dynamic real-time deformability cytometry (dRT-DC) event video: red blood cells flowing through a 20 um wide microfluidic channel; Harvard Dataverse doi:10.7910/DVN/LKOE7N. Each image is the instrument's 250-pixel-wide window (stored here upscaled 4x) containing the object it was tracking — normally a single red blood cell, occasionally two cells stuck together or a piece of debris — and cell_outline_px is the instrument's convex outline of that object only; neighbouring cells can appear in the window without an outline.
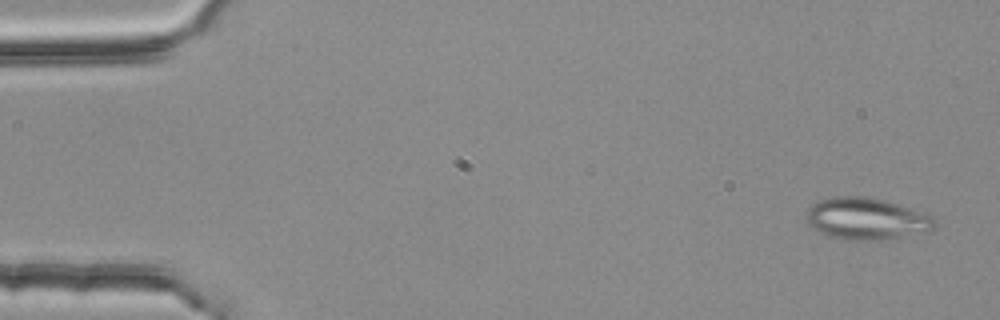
{"species": "common noctule bat (a hibernating species)", "species_latin": "Nyctalus noctula", "temperature_condition": "room temperature", "stored_images_in_passage": 4, "camera_frame_rate_fps": 3000, "um_per_image_px": 0.085, "animal": {"sex": "female", "body_mass_g": 25.1}, "frame": {"image": 1, "passage_image": 1, "time_ms": 0.0, "image_size_px": [1000, 320], "cell_outline_px": [[936, 224], [928, 232], [884, 240], [852, 240], [828, 236], [812, 228], [808, 224], [804, 216], [808, 208], [816, 200], [836, 196], [864, 196], [884, 200], [900, 204], [932, 216], [936, 220]], "centroid_in_image_um": [73.62, 18.59], "position_along_channel_um": 11.4, "area_um2": 31.67}}
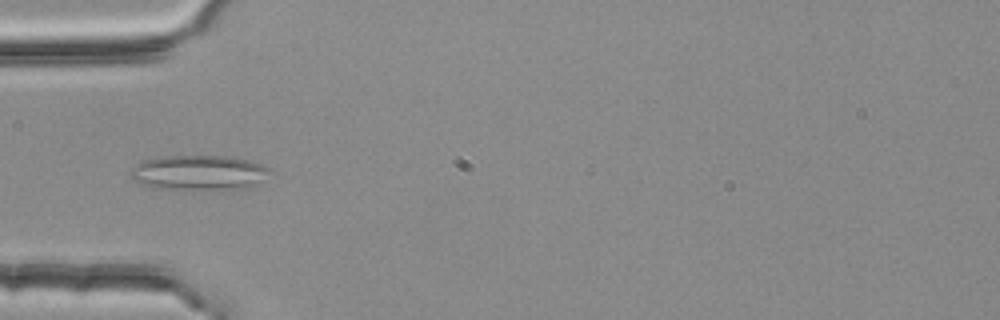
{"frame": {"image": 2, "passage_image": 4, "time_ms": 1.0, "image_size_px": [1000, 320], "cell_outline_px": [[272, 168], [248, 188], [152, 188], [132, 180], [132, 168], [136, 164], [144, 160], [160, 156], [228, 156], [248, 160]], "centroid_in_image_um": [16.82, 14.64], "position_along_channel_um": 68.2, "area_um2": 27.51}}